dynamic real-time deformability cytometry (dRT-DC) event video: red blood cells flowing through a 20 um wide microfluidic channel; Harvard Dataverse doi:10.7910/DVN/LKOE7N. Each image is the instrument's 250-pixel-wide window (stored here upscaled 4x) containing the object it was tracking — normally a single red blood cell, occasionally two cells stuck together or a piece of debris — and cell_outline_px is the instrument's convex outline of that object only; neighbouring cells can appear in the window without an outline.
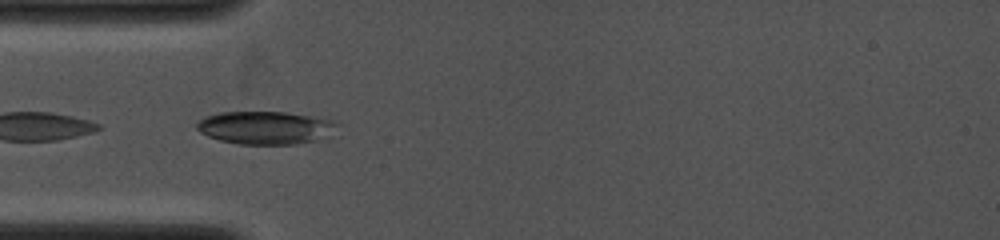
{"species": "common noctule bat (a hibernating species)", "species_latin": "Nyctalus noctula", "temperature_condition": "cold", "stored_images_in_passage": 10, "camera_frame_rate_fps": 4000, "um_per_image_px": 0.085, "animal": {"sex": "female", "body_mass_g": 19.0, "forearm_length_mm": 53.3}, "frame": {"image": 1, "passage_image": 2, "time_ms": 0.25, "image_size_px": [1000, 240], "cell_outline_px": [[336, 124], [312, 140], [296, 144], [240, 144], [220, 140], [208, 136], [200, 132], [196, 128], [196, 124], [204, 116], [220, 112], [284, 112], [332, 120]], "centroid_in_image_um": [22.35, 10.84], "position_along_channel_um": 62.6, "area_um2": 25.89}}